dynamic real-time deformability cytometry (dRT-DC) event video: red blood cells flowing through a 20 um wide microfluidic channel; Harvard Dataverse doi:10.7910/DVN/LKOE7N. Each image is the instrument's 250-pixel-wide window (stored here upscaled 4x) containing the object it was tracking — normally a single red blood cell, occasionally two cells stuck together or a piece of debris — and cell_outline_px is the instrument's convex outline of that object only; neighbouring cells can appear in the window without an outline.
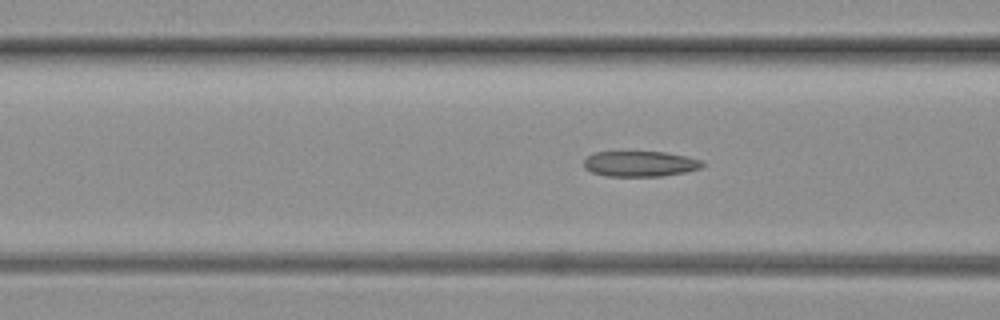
{"species": "common noctule bat (a hibernating species)", "species_latin": "Nyctalus noctula", "temperature_condition": "warm", "stored_images_in_passage": 54, "camera_frame_rate_fps": 3000, "um_per_image_px": 0.085, "animal": {"sex": "female", "body_mass_g": 19.3, "forearm_length_mm": 54.1}, "frame": {"image": 1, "passage_image": 14, "time_ms": 4.333, "image_size_px": [1000, 320], "cell_outline_px": [[704, 164], [700, 168], [684, 172], [664, 176], [608, 176], [592, 172], [584, 168], [584, 160], [592, 152], [664, 152], [688, 156], [700, 160]], "centroid_in_image_um": [54.39, 13.92], "position_along_channel_um": 112.2, "area_um2": 17.57}}
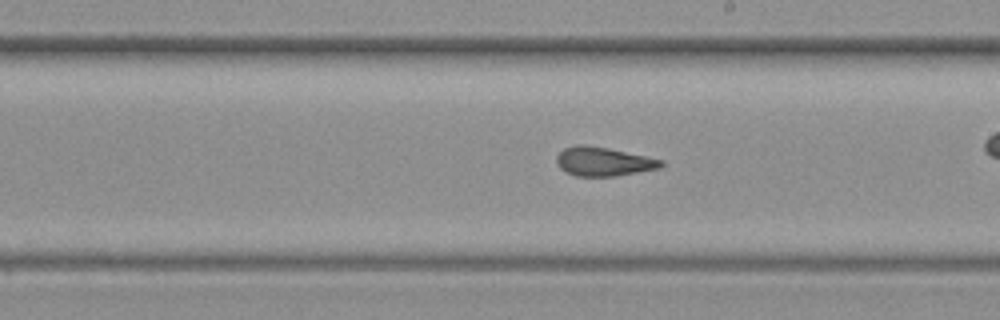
{"frame": {"image": 2, "passage_image": 27, "time_ms": 8.667, "image_size_px": [1000, 320], "cell_outline_px": [[664, 164], [660, 168], [616, 176], [576, 176], [560, 168], [556, 164], [556, 156], [564, 148], [576, 144], [584, 144], [608, 148], [664, 160]], "centroid_in_image_um": [51.28, 13.72], "position_along_channel_um": 237.7, "area_um2": 17.63}}
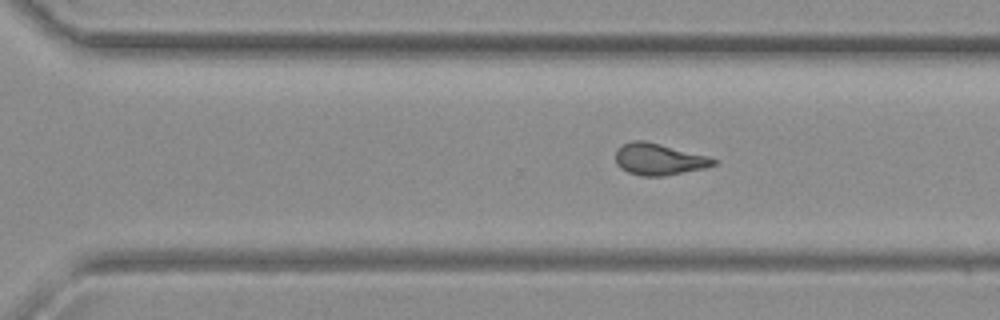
{"frame": {"image": 3, "passage_image": 35, "time_ms": 11.333, "image_size_px": [1000, 320], "cell_outline_px": [[716, 164], [704, 168], [660, 176], [640, 176], [628, 172], [620, 168], [616, 164], [616, 148], [632, 140], [644, 140], [708, 156], [716, 160]], "centroid_in_image_um": [55.96, 13.53], "position_along_channel_um": 314.6, "area_um2": 17.86}}